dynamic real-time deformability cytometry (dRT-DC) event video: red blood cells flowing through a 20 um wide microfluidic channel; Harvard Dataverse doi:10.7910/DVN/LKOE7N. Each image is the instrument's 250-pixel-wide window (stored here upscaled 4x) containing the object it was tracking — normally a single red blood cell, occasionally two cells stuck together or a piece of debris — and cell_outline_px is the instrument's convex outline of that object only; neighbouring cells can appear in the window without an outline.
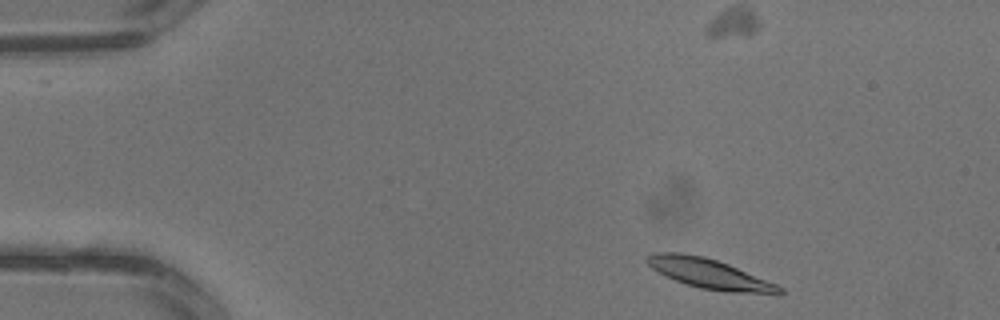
{"species": "common noctule bat (a hibernating species)", "species_latin": "Nyctalus noctula", "temperature_condition": "warm", "stored_images_in_passage": 3, "camera_frame_rate_fps": 3000, "um_per_image_px": 0.085, "animal": {"sex": "male", "body_mass_g": 13.3}, "frame": {"image": 1, "passage_image": 1, "time_ms": 0.0, "image_size_px": [1000, 320], "cell_outline_px": [[784, 292], [780, 296], [776, 296], [728, 292], [700, 288], [676, 280], [652, 268], [644, 260], [644, 256], [652, 252], [680, 252], [704, 256], [728, 264], [776, 284], [784, 288]], "centroid_in_image_um": [60.37, 23.29], "position_along_channel_um": 24.6, "area_um2": 23.35}}